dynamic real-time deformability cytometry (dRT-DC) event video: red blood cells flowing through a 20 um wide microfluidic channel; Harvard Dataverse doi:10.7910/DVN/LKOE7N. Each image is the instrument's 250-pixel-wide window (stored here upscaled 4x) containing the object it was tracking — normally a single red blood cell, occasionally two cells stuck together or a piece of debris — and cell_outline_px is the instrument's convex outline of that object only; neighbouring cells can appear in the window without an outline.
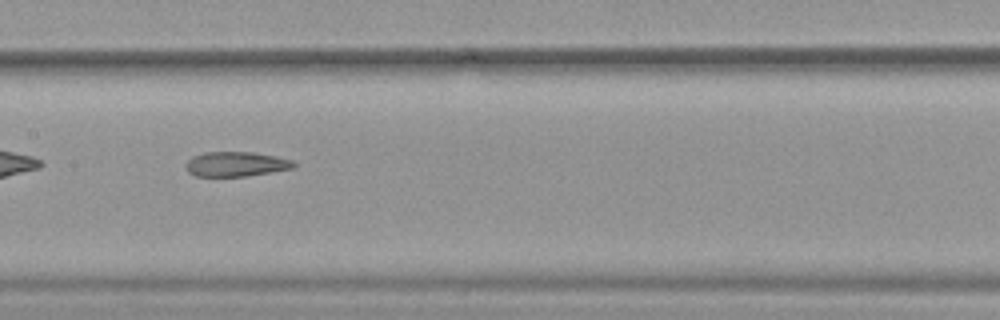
{"species": "common noctule bat (a hibernating species)", "species_latin": "Nyctalus noctula", "temperature_condition": "warm", "stored_images_in_passage": 45, "camera_frame_rate_fps": 3000, "um_per_image_px": 0.085, "animal": {"sex": "female", "body_mass_g": 19.9}, "frame": {"image": 1, "passage_image": 20, "time_ms": 6.333, "image_size_px": [1000, 320], "cell_outline_px": [[296, 164], [292, 168], [248, 176], [196, 176], [188, 172], [184, 164], [192, 156], [204, 152], [252, 152], [276, 156], [292, 160]], "centroid_in_image_um": [20.02, 13.94], "position_along_channel_um": 187.4, "area_um2": 15.55}}
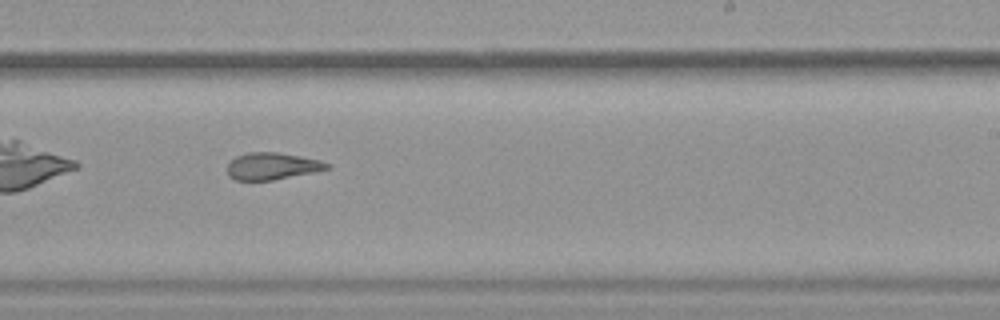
{"frame": {"image": 2, "passage_image": 26, "time_ms": 8.333, "image_size_px": [1000, 320], "cell_outline_px": [[332, 168], [316, 172], [272, 180], [236, 180], [228, 176], [228, 164], [236, 156], [248, 152], [276, 152], [300, 156], [320, 160], [328, 164]], "centroid_in_image_um": [23.15, 14.12], "position_along_channel_um": 265.9, "area_um2": 15.66}, "authors_computed_cell_mechanics": {"area_um2": 17.8602, "velocity_mm_per_s": 3.9459, "shape_relaxation_time_tau1_ms": null, "shape_relaxation_time_tau2_ms": 2.8977, "deformation_change_tau1": null, "deformation_change_tau2": 0.1147}}